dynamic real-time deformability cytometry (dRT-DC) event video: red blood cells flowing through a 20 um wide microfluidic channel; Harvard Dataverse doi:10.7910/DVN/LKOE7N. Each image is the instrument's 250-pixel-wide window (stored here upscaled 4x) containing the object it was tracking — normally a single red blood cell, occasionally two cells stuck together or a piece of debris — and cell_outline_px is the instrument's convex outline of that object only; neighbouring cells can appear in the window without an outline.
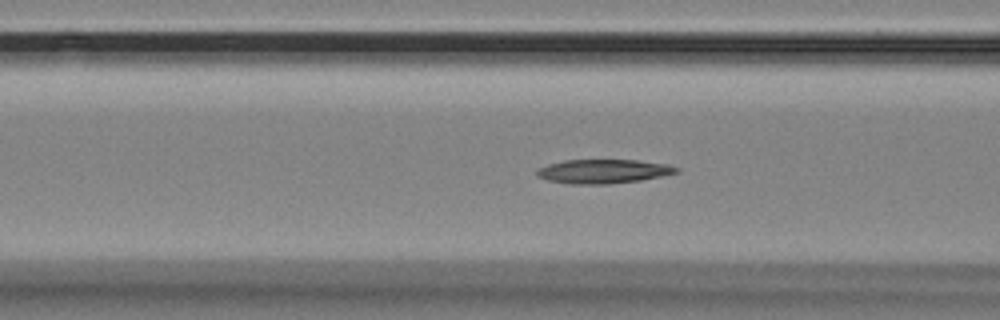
{"species": "Egyptian fruit bat (a non-hibernating species)", "species_latin": "Rousettus aegyptiacus", "temperature_condition": "room temperature", "stored_images_in_passage": 57, "camera_frame_rate_fps": 3000, "um_per_image_px": 0.085, "animal": {"sex": "female"}, "frame": {"image": 1, "passage_image": 21, "time_ms": 6.667, "image_size_px": [1000, 320], "cell_outline_px": [[680, 172], [640, 180], [608, 184], [568, 184], [548, 180], [536, 176], [536, 172], [540, 168], [548, 164], [564, 160], [636, 160], [668, 164], [680, 168]], "centroid_in_image_um": [51.29, 14.56], "position_along_channel_um": 115.3, "area_um2": 19.54}}
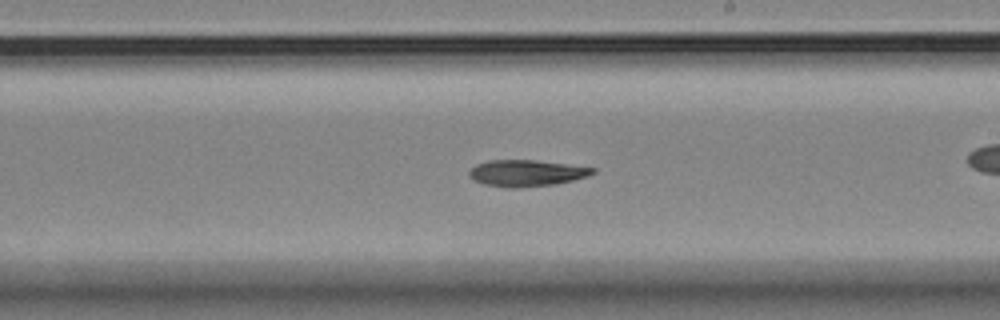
{"frame": {"image": 2, "passage_image": 32, "time_ms": 10.333, "image_size_px": [1000, 320], "cell_outline_px": [[596, 172], [588, 176], [556, 184], [520, 188], [504, 188], [484, 184], [472, 180], [468, 176], [468, 172], [476, 164], [488, 160], [536, 160], [596, 168]], "centroid_in_image_um": [44.71, 14.72], "position_along_channel_um": 244.3, "area_um2": 19.25}}
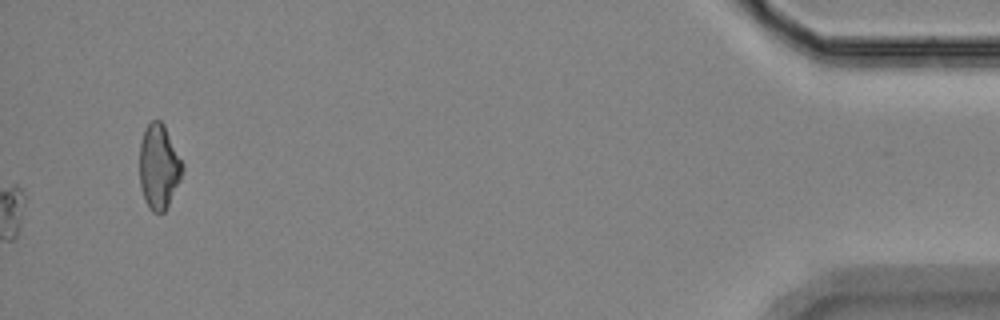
{"frame": {"image": 3, "passage_image": 57, "time_ms": 18.667, "image_size_px": [1000, 320], "cell_outline_px": [[184, 168], [180, 180], [164, 212], [152, 212], [148, 208], [144, 200], [140, 184], [140, 144], [144, 128], [152, 120], [160, 120], [164, 124], [184, 164]], "centroid_in_image_um": [13.5, 14.15], "position_along_channel_um": 421.7, "area_um2": 21.21}}